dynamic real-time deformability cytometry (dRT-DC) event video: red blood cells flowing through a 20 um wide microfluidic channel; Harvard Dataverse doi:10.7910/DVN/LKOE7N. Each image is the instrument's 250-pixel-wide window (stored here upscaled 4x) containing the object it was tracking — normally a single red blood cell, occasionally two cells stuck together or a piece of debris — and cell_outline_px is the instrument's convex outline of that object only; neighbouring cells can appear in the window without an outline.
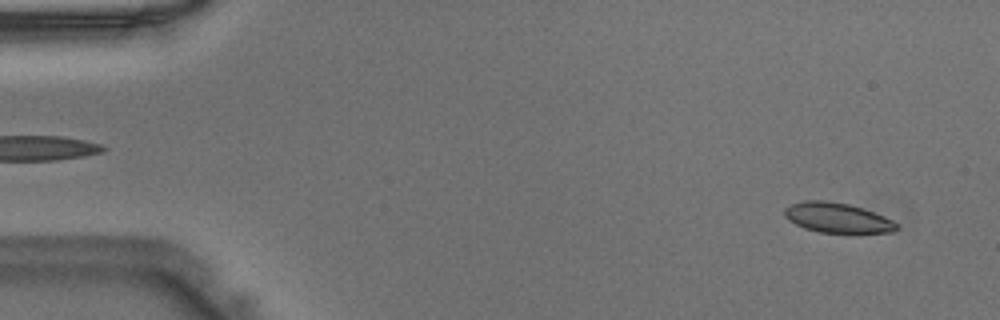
{"species": "Egyptian fruit bat (a non-hibernating species)", "species_latin": "Rousettus aegyptiacus", "temperature_condition": "warm", "stored_images_in_passage": 46, "camera_frame_rate_fps": 3000, "um_per_image_px": 0.085, "animal": {"sex": "male"}, "frame": {"image": 1, "passage_image": 2, "time_ms": 0.333, "image_size_px": [1000, 320], "cell_outline_px": [[900, 228], [892, 232], [856, 236], [852, 236], [820, 232], [804, 228], [788, 220], [784, 216], [784, 208], [792, 204], [804, 200], [824, 200], [848, 204], [884, 216], [900, 224]], "centroid_in_image_um": [71.24, 18.58], "position_along_channel_um": 13.8, "area_um2": 20.46}}
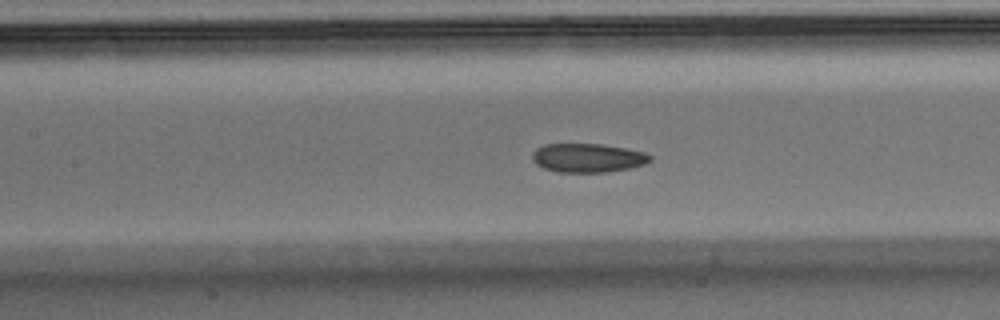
{"frame": {"image": 2, "passage_image": 20, "time_ms": 6.333, "image_size_px": [1000, 320], "cell_outline_px": [[652, 160], [644, 164], [628, 168], [604, 172], [556, 172], [544, 168], [536, 164], [532, 160], [532, 152], [536, 148], [544, 144], [600, 144], [624, 148], [644, 152], [652, 156]], "centroid_in_image_um": [49.92, 13.42], "position_along_channel_um": 157.5, "area_um2": 19.77}}
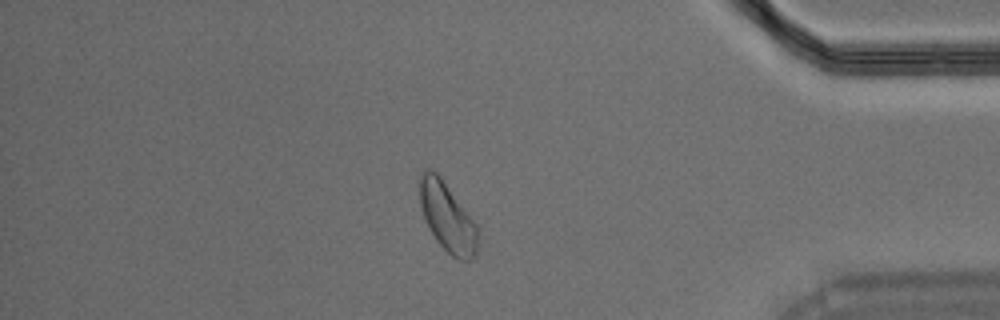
{"frame": {"image": 3, "passage_image": 39, "time_ms": 12.667, "image_size_px": [1000, 320], "cell_outline_px": [[480, 232], [476, 256], [472, 260], [460, 260], [452, 256], [436, 240], [424, 216], [420, 204], [420, 176], [424, 168], [428, 168], [436, 172], [440, 176], [476, 224]], "centroid_in_image_um": [38.06, 18.48], "position_along_channel_um": 397.1, "area_um2": 23.18}}